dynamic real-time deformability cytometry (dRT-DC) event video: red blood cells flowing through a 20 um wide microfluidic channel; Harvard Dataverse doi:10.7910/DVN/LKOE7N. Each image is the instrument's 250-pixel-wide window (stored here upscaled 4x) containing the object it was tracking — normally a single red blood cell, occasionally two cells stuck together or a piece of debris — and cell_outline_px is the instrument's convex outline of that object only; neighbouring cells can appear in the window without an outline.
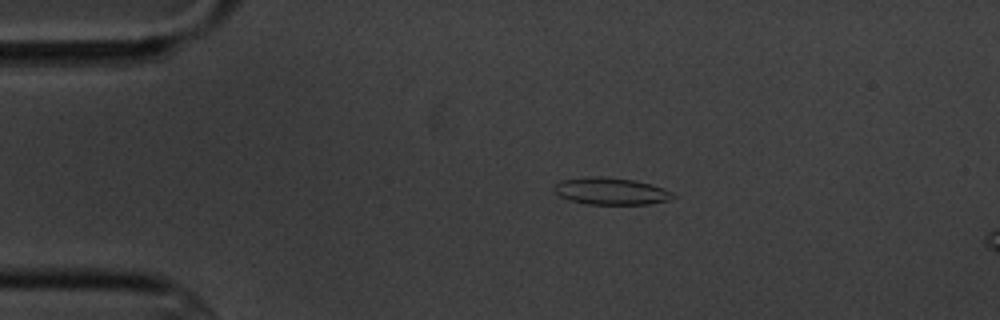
{"species": "common noctule bat (a hibernating species)", "species_latin": "Nyctalus noctula", "temperature_condition": "cold", "stored_images_in_passage": 17, "segment_of_instrument_passage": [1, 2], "camera_frame_rate_fps": 3000, "um_per_image_px": 0.085, "animal": {"sex": "male", "body_mass_g": 20.1, "forearm_length_mm": 53.5}, "frame": {"image": 1, "passage_image": 3, "time_ms": 2.333, "image_size_px": [1000, 320], "cell_outline_px": [[676, 196], [668, 200], [648, 204], [588, 204], [568, 200], [560, 196], [552, 188], [560, 180], [592, 176], [604, 176], [636, 180], [652, 184], [664, 188], [672, 192]], "centroid_in_image_um": [51.93, 16.24], "position_along_channel_um": 33.1, "area_um2": 18.84}}
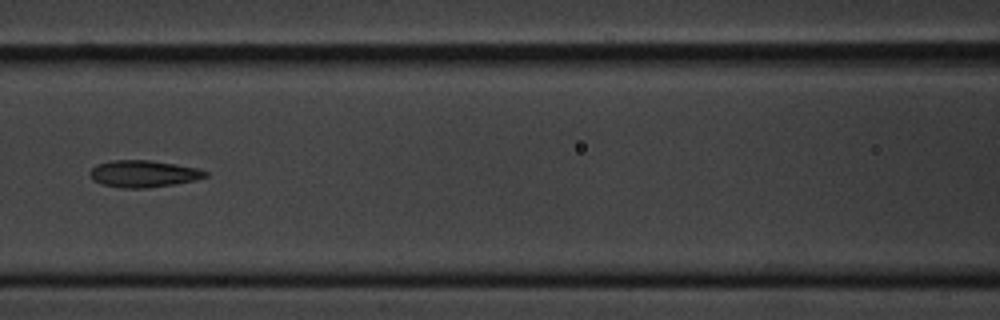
{"frame": {"image": 2, "passage_image": 7, "time_ms": 7.0, "image_size_px": [1000, 320], "cell_outline_px": [[208, 176], [196, 180], [148, 188], [120, 188], [104, 184], [92, 180], [88, 172], [96, 164], [108, 160], [148, 160], [176, 164], [196, 168], [208, 172]], "centroid_in_image_um": [12.16, 14.76], "position_along_channel_um": 154.4, "area_um2": 18.15}}
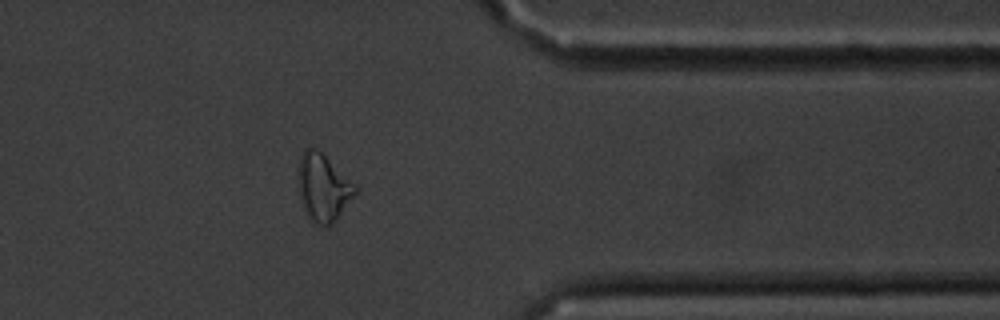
{"frame": {"image": 3, "passage_image": 13, "time_ms": 14.0, "image_size_px": [1000, 320], "cell_outline_px": [[356, 192], [332, 224], [316, 228], [308, 220], [300, 200], [300, 156], [304, 148], [316, 148], [356, 184]], "centroid_in_image_um": [27.46, 16.0], "position_along_channel_um": 383.9, "area_um2": 22.08}}